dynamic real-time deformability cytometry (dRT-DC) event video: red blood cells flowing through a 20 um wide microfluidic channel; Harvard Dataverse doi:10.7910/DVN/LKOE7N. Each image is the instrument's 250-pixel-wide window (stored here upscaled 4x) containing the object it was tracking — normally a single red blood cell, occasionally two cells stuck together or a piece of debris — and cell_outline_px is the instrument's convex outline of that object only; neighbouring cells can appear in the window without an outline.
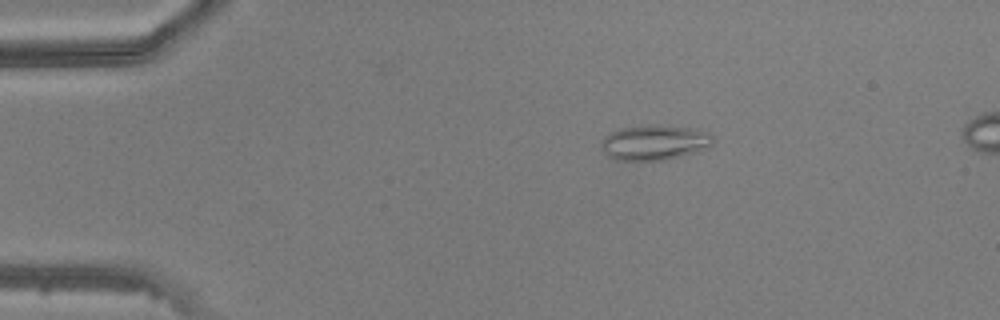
{"species": "common noctule bat (a hibernating species)", "species_latin": "Nyctalus noctula", "temperature_condition": "warm", "stored_images_in_passage": 42, "camera_frame_rate_fps": 3000, "um_per_image_px": 0.085, "animal": {"sex": "male", "body_mass_g": 20.5, "forearm_length_mm": 52.5}, "frame": {"image": 1, "passage_image": 2, "time_ms": 0.333, "image_size_px": [1000, 320], "cell_outline_px": [[712, 144], [708, 148], [696, 152], [664, 160], [616, 160], [608, 156], [600, 148], [600, 144], [604, 136], [620, 128], [640, 124], [648, 124], [696, 128], [708, 132], [712, 136]], "centroid_in_image_um": [55.61, 12.1], "position_along_channel_um": 29.4, "area_um2": 23.18}}
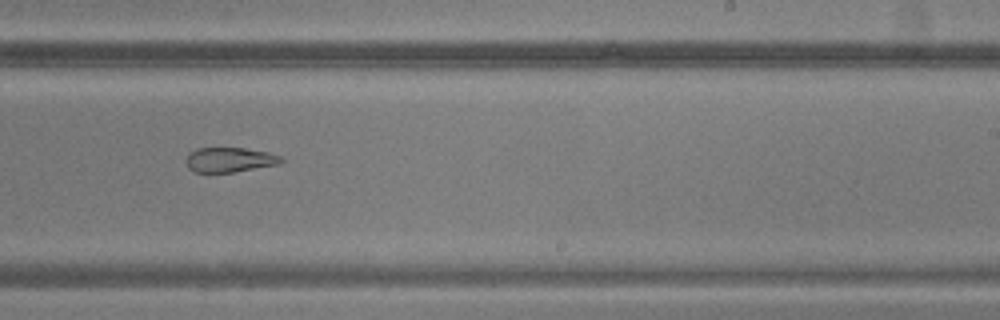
{"frame": {"image": 2, "passage_image": 23, "time_ms": 7.333, "image_size_px": [1000, 320], "cell_outline_px": [[284, 160], [280, 164], [232, 172], [196, 172], [188, 168], [188, 152], [196, 148], [244, 148], [268, 152], [280, 156]], "centroid_in_image_um": [19.54, 13.57], "position_along_channel_um": 269.5, "area_um2": 13.58}}
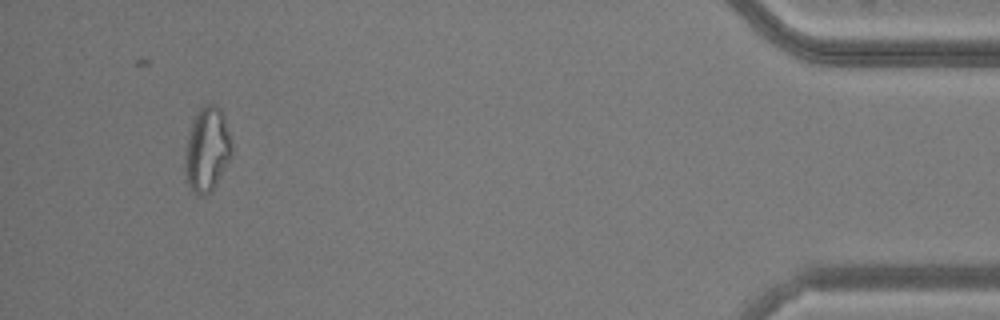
{"frame": {"image": 3, "passage_image": 38, "time_ms": 12.333, "image_size_px": [1000, 320], "cell_outline_px": [[232, 156], [216, 184], [204, 196], [200, 196], [192, 192], [184, 180], [184, 152], [188, 132], [192, 120], [200, 108], [204, 104], [212, 104], [220, 108], [224, 116], [232, 144]], "centroid_in_image_um": [17.56, 12.73], "position_along_channel_um": 417.6, "area_um2": 23.47}}